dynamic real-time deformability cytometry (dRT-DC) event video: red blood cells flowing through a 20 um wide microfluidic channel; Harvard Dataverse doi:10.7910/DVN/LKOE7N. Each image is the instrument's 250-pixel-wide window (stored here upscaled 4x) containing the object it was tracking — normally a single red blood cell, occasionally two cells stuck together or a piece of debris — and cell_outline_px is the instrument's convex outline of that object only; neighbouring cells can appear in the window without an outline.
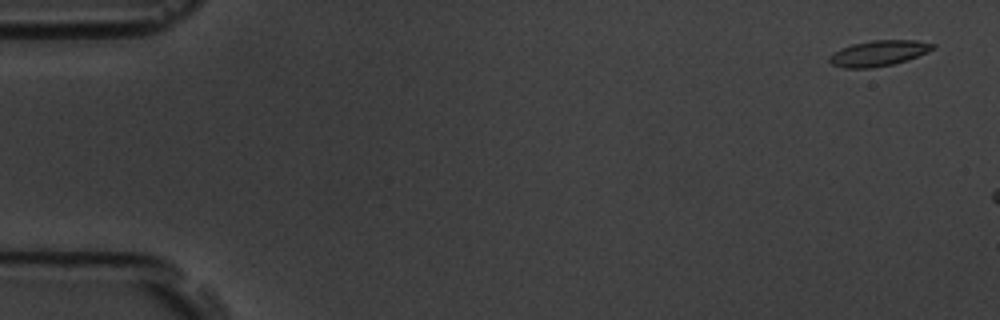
{"species": "common noctule bat (a hibernating species)", "species_latin": "Nyctalus noctula", "temperature_condition": "room temperature", "stored_images_in_passage": 3, "camera_frame_rate_fps": 3000, "um_per_image_px": 0.085, "animal": {"sex": "male", "body_mass_g": 19.5, "forearm_length_mm": 54.6}, "frame": {"image": 1, "passage_image": 1, "time_ms": 0.0, "image_size_px": [1000, 320], "cell_outline_px": [[936, 48], [928, 52], [908, 60], [892, 64], [872, 68], [844, 68], [832, 64], [828, 60], [828, 56], [832, 52], [840, 48], [852, 44], [872, 40], [916, 40], [936, 44]], "centroid_in_image_um": [74.68, 4.52], "position_along_channel_um": 10.3, "area_um2": 15.66}}